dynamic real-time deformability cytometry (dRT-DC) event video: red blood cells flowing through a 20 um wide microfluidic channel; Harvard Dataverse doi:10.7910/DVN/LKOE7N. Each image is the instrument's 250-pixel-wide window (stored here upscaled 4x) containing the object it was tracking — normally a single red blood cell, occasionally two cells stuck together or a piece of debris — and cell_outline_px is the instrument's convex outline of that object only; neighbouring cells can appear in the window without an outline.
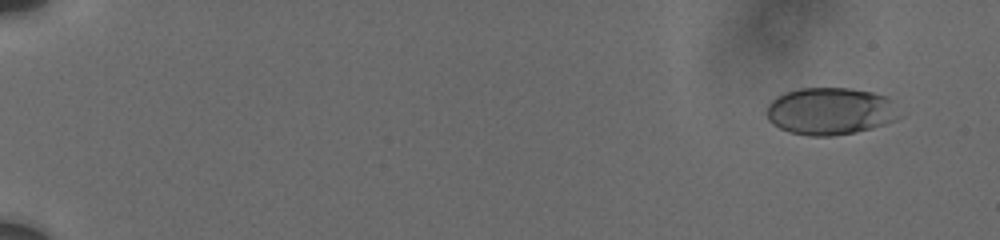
{"species": "human", "species_latin": "Homo sapiens", "temperature_condition": "cold", "stored_images_in_passage": 9, "camera_frame_rate_fps": 3000, "um_per_image_px": 0.085, "donor": {"sex": "male"}, "frame": {"image": 1, "passage_image": 2, "time_ms": 1.0, "image_size_px": [1000, 240], "cell_outline_px": [[904, 116], [896, 120], [872, 128], [856, 132], [832, 136], [808, 136], [788, 132], [772, 124], [768, 120], [768, 104], [776, 96], [784, 92], [800, 88], [848, 88], [872, 92], [884, 96]], "centroid_in_image_um": [70.56, 9.46], "position_along_channel_um": 14.4, "area_um2": 36.65}}
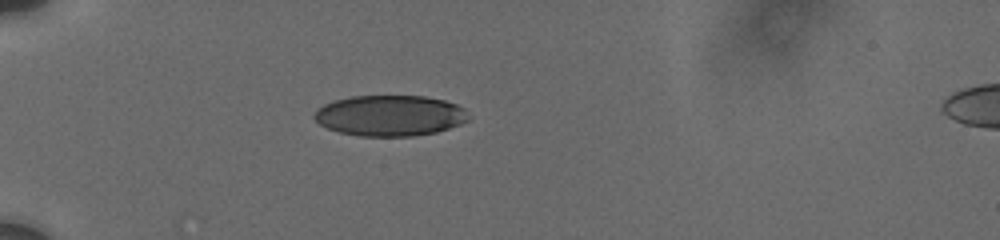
{"frame": {"image": 2, "passage_image": 7, "time_ms": 6.0, "image_size_px": [1000, 240], "cell_outline_px": [[468, 120], [460, 124], [436, 132], [412, 136], [360, 136], [340, 132], [328, 128], [320, 124], [312, 116], [324, 104], [336, 100], [352, 96], [424, 96], [444, 100], [456, 104], [464, 108]], "centroid_in_image_um": [33.15, 9.82], "position_along_channel_um": 51.9, "area_um2": 36.36}}
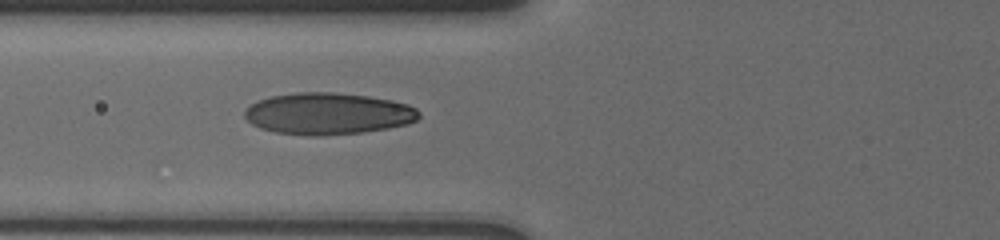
{"frame": {"image": 3, "passage_image": 9, "time_ms": 8.0, "image_size_px": [1000, 240], "cell_outline_px": [[420, 116], [416, 120], [408, 124], [388, 128], [364, 132], [320, 136], [308, 136], [276, 132], [260, 128], [252, 124], [244, 116], [244, 112], [252, 104], [260, 100], [272, 96], [296, 92], [332, 92], [368, 96], [392, 100], [408, 104], [416, 108], [420, 112]], "centroid_in_image_um": [27.91, 9.66], "position_along_channel_um": 97.9, "area_um2": 42.43}}